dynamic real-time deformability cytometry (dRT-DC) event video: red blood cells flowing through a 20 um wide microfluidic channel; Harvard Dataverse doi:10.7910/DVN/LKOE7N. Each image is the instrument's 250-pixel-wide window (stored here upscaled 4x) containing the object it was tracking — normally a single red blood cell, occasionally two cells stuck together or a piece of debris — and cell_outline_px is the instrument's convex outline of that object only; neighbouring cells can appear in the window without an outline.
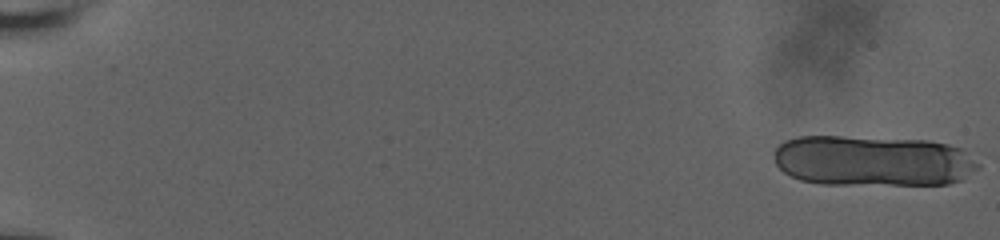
{"species": "human", "species_latin": "Homo sapiens", "temperature_condition": "room temperature", "stored_images_in_passage": 23, "segment_of_instrument_passage": [1, 2], "camera_frame_rate_fps": 3000, "um_per_image_px": 0.085, "donor": {"sex": "male"}, "frame": {"image": 1, "passage_image": 1, "time_ms": 0.0, "image_size_px": [1000, 240], "cell_outline_px": [[980, 168], [960, 180], [948, 184], [820, 184], [800, 180], [784, 172], [776, 164], [776, 148], [784, 140], [796, 136], [840, 136], [928, 140], [948, 144], [960, 148], [980, 164]], "centroid_in_image_um": [74.19, 13.66], "position_along_channel_um": 10.8, "area_um2": 60.46}}